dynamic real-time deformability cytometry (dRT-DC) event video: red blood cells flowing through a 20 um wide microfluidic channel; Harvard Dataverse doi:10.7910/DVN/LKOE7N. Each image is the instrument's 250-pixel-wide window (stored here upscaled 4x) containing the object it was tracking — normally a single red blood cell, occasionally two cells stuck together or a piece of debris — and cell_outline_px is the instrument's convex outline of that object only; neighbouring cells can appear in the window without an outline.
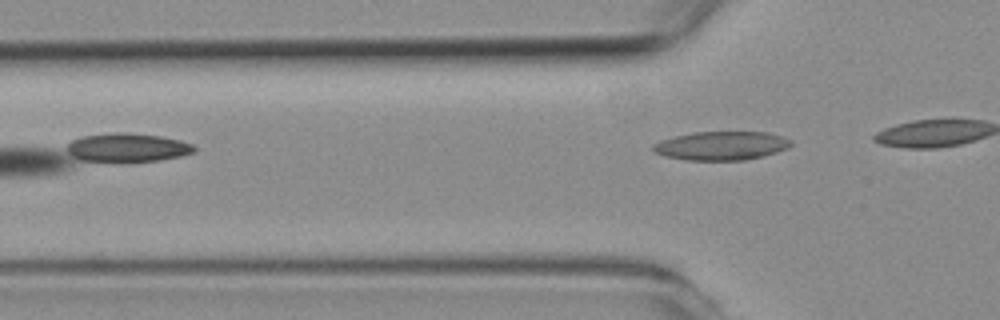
{"species": "common noctule bat (a hibernating species)", "species_latin": "Nyctalus noctula", "temperature_condition": "room temperature", "stored_images_in_passage": 4, "camera_frame_rate_fps": 3000, "um_per_image_px": 0.085, "animal": {"sex": "female", "body_mass_g": 19.3, "forearm_length_mm": 54.1}, "frame": {"image": 1, "passage_image": 4, "time_ms": 4.667, "image_size_px": [1000, 320], "cell_outline_px": [[792, 144], [788, 148], [764, 156], [744, 160], [684, 160], [664, 156], [656, 152], [652, 148], [652, 144], [660, 140], [676, 136], [696, 132], [768, 132], [792, 140]], "centroid_in_image_um": [61.32, 12.39], "position_along_channel_um": 64.5, "area_um2": 23.06}}